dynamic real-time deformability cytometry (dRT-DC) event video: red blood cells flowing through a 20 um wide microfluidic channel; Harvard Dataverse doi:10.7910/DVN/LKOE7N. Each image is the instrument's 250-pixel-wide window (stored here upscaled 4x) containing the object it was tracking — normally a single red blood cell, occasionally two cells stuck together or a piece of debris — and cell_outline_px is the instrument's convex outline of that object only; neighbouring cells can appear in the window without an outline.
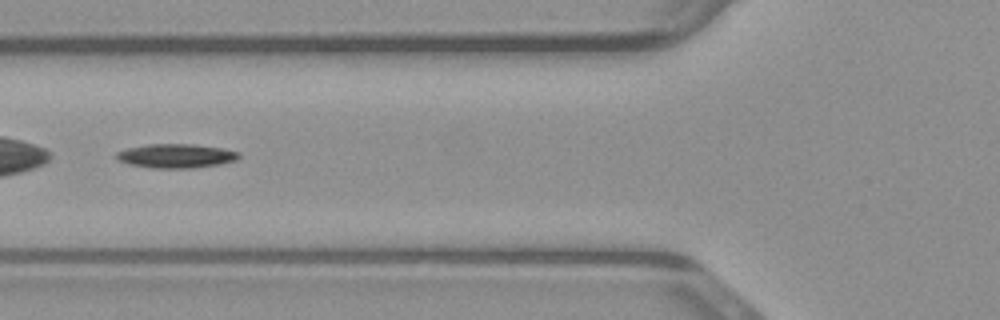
{"species": "common noctule bat (a hibernating species)", "species_latin": "Nyctalus noctula", "temperature_condition": "warm", "stored_images_in_passage": 41, "camera_frame_rate_fps": 3000, "um_per_image_px": 0.085, "animal": {"sex": "male", "body_mass_g": 23.1, "forearm_length_mm": 52.7}, "frame": {"image": 1, "passage_image": 12, "time_ms": 3.667, "image_size_px": [1000, 320], "cell_outline_px": [[240, 156], [236, 160], [220, 164], [196, 168], [152, 168], [128, 164], [120, 160], [116, 156], [116, 152], [128, 148], [148, 144], [192, 144], [224, 148], [240, 152]], "centroid_in_image_um": [15.0, 13.25], "position_along_channel_um": 110.8, "area_um2": 17.22}}